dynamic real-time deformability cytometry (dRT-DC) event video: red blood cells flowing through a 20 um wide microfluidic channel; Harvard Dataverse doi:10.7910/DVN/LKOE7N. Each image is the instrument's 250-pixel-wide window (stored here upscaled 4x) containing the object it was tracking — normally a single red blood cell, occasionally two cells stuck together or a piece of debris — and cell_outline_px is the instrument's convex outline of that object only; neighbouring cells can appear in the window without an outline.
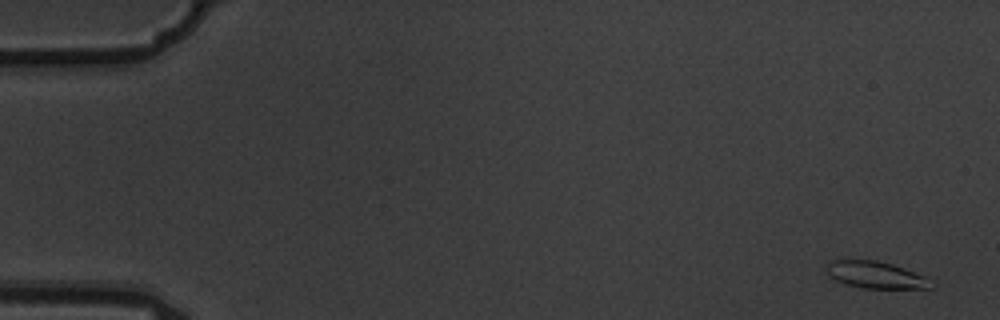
{"species": "common noctule bat (a hibernating species)", "species_latin": "Nyctalus noctula", "temperature_condition": "warm", "stored_images_in_passage": 11, "camera_frame_rate_fps": 3000, "um_per_image_px": 0.085, "animal": {"sex": "male", "body_mass_g": 19.5, "forearm_length_mm": 54.6}, "frame": {"image": 1, "passage_image": 1, "time_ms": 0.0, "image_size_px": [1000, 320], "cell_outline_px": [[932, 288], [864, 288], [848, 284], [836, 280], [828, 276], [824, 272], [824, 268], [832, 260], [876, 260], [892, 264], [904, 268], [924, 276]], "centroid_in_image_um": [74.33, 23.35], "position_along_channel_um": 10.7, "area_um2": 16.13}}
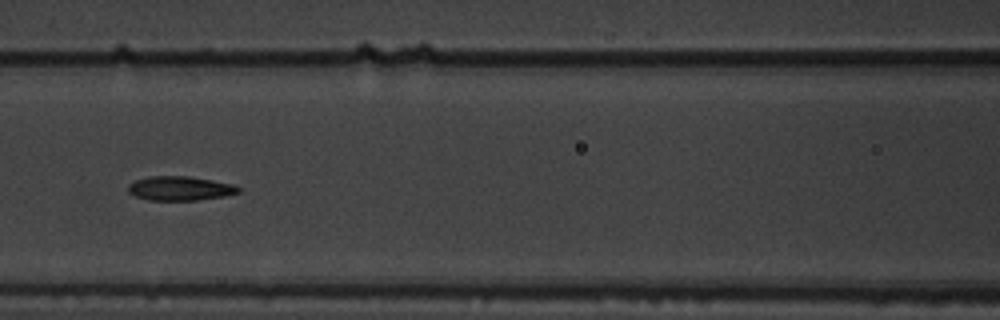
{"frame": {"image": 2, "passage_image": 7, "time_ms": 2.0, "image_size_px": [1000, 320], "cell_outline_px": [[240, 192], [224, 196], [196, 200], [148, 200], [136, 196], [128, 192], [128, 184], [136, 180], [148, 176], [188, 176], [212, 180], [232, 184], [240, 188]], "centroid_in_image_um": [15.28, 16.01], "position_along_channel_um": 151.3, "area_um2": 15.49}}
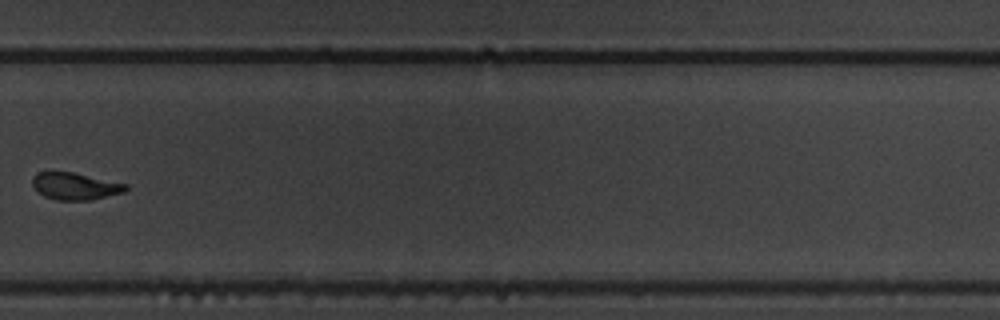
{"frame": {"image": 3, "passage_image": 11, "time_ms": 3.333, "image_size_px": [1000, 320], "cell_outline_px": [[128, 188], [124, 192], [92, 200], [56, 200], [44, 196], [32, 184], [32, 176], [36, 172], [72, 172], [128, 184]], "centroid_in_image_um": [6.4, 15.82], "position_along_channel_um": 323.4, "area_um2": 14.68}}